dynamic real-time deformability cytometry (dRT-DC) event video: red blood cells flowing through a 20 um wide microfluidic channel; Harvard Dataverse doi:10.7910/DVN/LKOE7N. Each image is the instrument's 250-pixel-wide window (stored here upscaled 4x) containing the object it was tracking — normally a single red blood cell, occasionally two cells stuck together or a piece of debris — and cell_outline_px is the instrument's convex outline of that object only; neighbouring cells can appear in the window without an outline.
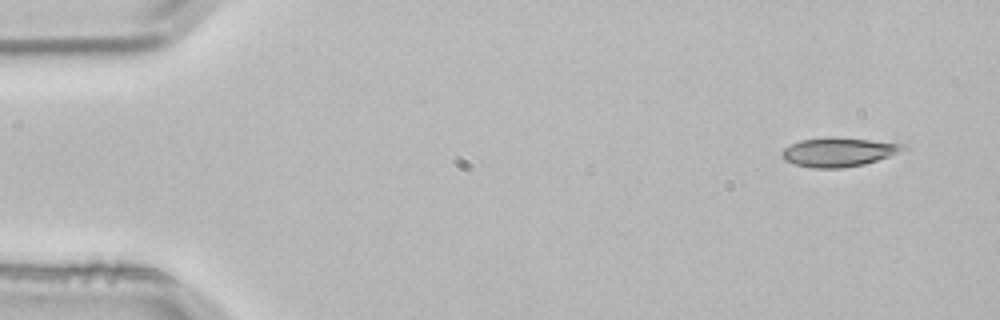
{"species": "common noctule bat (a hibernating species)", "species_latin": "Nyctalus noctula", "temperature_condition": "room temperature", "stored_images_in_passage": 3, "camera_frame_rate_fps": 3000, "um_per_image_px": 0.085, "animal": {"sex": "male", "body_mass_g": 21.5, "forearm_length_mm": 52.0}, "frame": {"image": 1, "passage_image": 1, "time_ms": 0.0, "image_size_px": [1000, 320], "cell_outline_px": [[908, 148], [888, 156], [864, 164], [840, 168], [812, 168], [796, 164], [784, 160], [780, 152], [784, 148], [800, 140], [868, 140], [908, 144]], "centroid_in_image_um": [71.28, 12.97], "position_along_channel_um": 13.7, "area_um2": 19.42}}
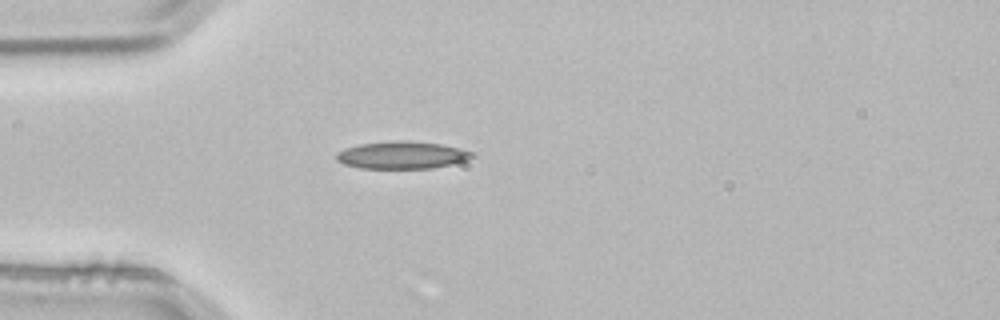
{"frame": {"image": 2, "passage_image": 3, "time_ms": 0.667, "image_size_px": [1000, 320], "cell_outline_px": [[476, 156], [468, 160], [432, 168], [360, 168], [344, 164], [336, 160], [336, 152], [344, 148], [360, 144], [396, 140], [440, 144], [460, 148], [476, 152]], "centroid_in_image_um": [34.18, 13.18], "position_along_channel_um": 50.8, "area_um2": 21.68}}